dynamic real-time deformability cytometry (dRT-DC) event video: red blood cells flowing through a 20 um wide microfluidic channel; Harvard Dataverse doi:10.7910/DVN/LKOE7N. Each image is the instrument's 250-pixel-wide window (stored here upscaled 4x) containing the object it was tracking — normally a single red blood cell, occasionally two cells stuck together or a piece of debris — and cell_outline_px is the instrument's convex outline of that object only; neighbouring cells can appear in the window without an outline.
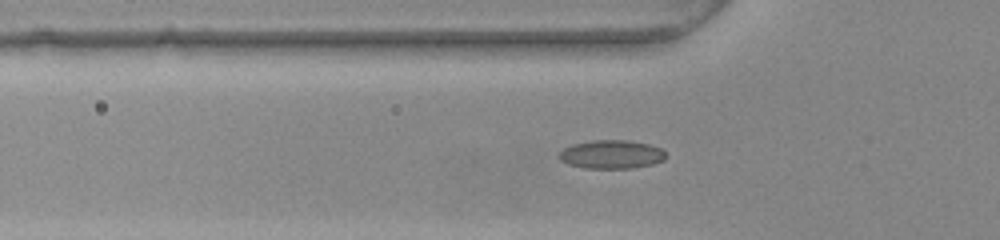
{"species": "common noctule bat (a hibernating species)", "species_latin": "Nyctalus noctula", "temperature_condition": "warm", "stored_images_in_passage": 46, "camera_frame_rate_fps": 3000, "um_per_image_px": 0.085, "animal": {"sex": "female", "body_mass_g": 22.0, "forearm_length_mm": 56.7}, "frame": {"image": 1, "passage_image": 15, "time_ms": 4.667, "image_size_px": [1000, 240], "cell_outline_px": [[664, 160], [652, 164], [632, 168], [584, 168], [568, 164], [560, 160], [560, 152], [564, 148], [572, 144], [592, 140], [628, 140], [648, 144], [660, 148], [664, 152]], "centroid_in_image_um": [51.95, 13.12], "position_along_channel_um": 73.8, "area_um2": 17.63}}
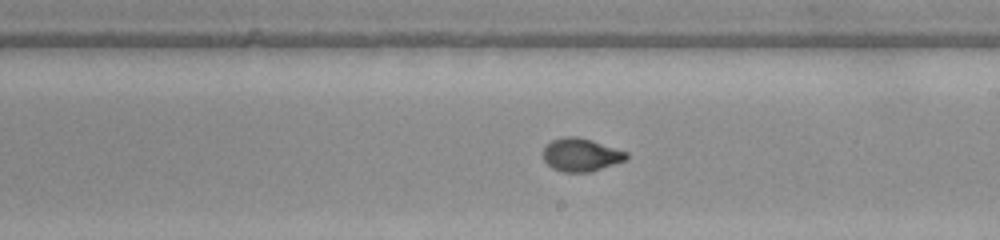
{"frame": {"image": 2, "passage_image": 28, "time_ms": 9.0, "image_size_px": [1000, 240], "cell_outline_px": [[628, 160], [592, 172], [564, 172], [552, 168], [544, 160], [544, 148], [552, 140], [564, 136], [576, 136], [592, 140], [628, 152]], "centroid_in_image_um": [49.43, 13.16], "position_along_channel_um": 239.6, "area_um2": 16.18}}
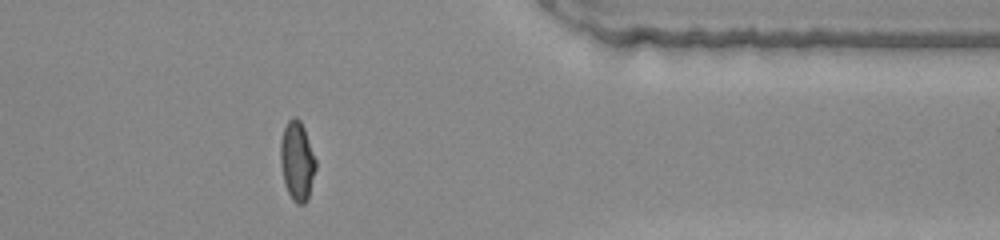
{"frame": {"image": 3, "passage_image": 41, "time_ms": 13.333, "image_size_px": [1000, 240], "cell_outline_px": [[316, 168], [308, 200], [304, 204], [296, 204], [292, 200], [288, 192], [284, 180], [280, 160], [280, 144], [284, 128], [288, 120], [292, 116], [296, 116], [300, 120], [304, 128], [316, 160]], "centroid_in_image_um": [25.26, 13.69], "position_along_channel_um": 386.1, "area_um2": 16.3}, "authors_computed_cell_mechanics": {"area_um2": 16.0106, "velocity_mm_per_s": 3.8097, "shape_relaxation_time_tau1_ms": 7.9044, "shape_relaxation_time_tau2_ms": null, "deformation_change_tau1": 0.2371, "deformation_change_tau2": null}}